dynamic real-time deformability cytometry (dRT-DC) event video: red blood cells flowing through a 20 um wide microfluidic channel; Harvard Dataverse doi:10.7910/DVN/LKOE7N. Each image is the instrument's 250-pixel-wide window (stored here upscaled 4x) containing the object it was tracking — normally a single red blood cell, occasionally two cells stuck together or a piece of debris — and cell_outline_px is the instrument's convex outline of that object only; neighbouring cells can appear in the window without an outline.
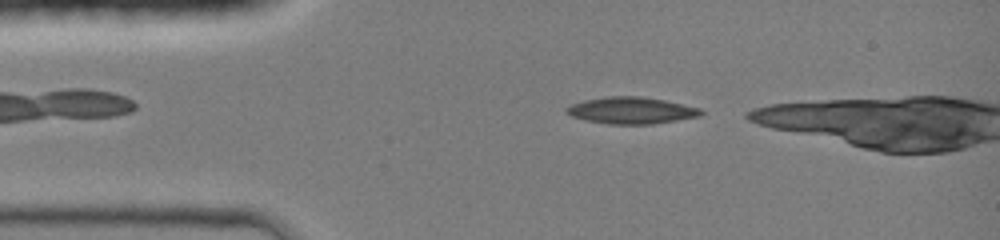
{"species": "common noctule bat (a hibernating species)", "species_latin": "Nyctalus noctula", "temperature_condition": "room temperature", "stored_images_in_passage": 4, "camera_frame_rate_fps": 3000, "um_per_image_px": 0.085, "animal": {"sex": "female", "body_mass_g": 19.0, "forearm_length_mm": 51.5}, "frame": {"image": 1, "passage_image": 2, "time_ms": 0.333, "image_size_px": [1000, 240], "cell_outline_px": [[704, 112], [700, 116], [652, 124], [608, 124], [584, 120], [572, 116], [564, 112], [564, 108], [572, 104], [584, 100], [608, 96], [640, 96], [664, 100], [700, 108]], "centroid_in_image_um": [53.62, 9.39], "position_along_channel_um": 31.4, "area_um2": 20.92}}